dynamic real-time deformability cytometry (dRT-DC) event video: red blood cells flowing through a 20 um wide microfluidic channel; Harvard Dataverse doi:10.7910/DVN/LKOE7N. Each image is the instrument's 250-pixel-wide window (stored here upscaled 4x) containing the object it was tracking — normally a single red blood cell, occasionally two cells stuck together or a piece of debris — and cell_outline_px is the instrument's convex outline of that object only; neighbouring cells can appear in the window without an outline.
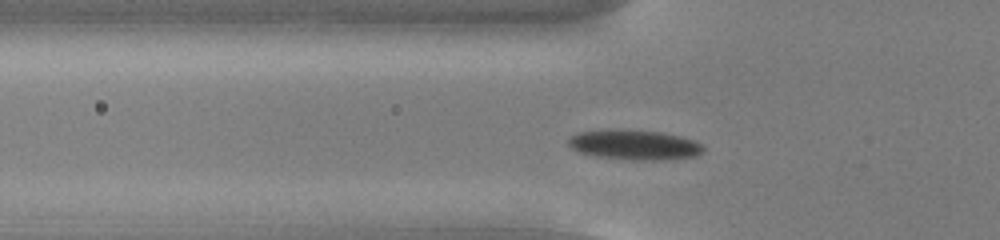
{"species": "common noctule bat (a hibernating species)", "species_latin": "Nyctalus noctula", "temperature_condition": "cold", "stored_images_in_passage": 48, "camera_frame_rate_fps": 3000, "um_per_image_px": 0.085, "animal": {"sex": "male", "body_mass_g": 13.0, "forearm_length_mm": 53.1}, "frame": {"image": 1, "passage_image": 12, "time_ms": 3.667, "image_size_px": [1000, 240], "cell_outline_px": [[704, 152], [696, 156], [664, 160], [632, 160], [596, 156], [580, 152], [572, 148], [568, 144], [568, 136], [580, 132], [608, 128], [620, 128], [660, 132], [680, 136], [704, 144]], "centroid_in_image_um": [53.92, 12.29], "position_along_channel_um": 71.9, "area_um2": 23.99}}
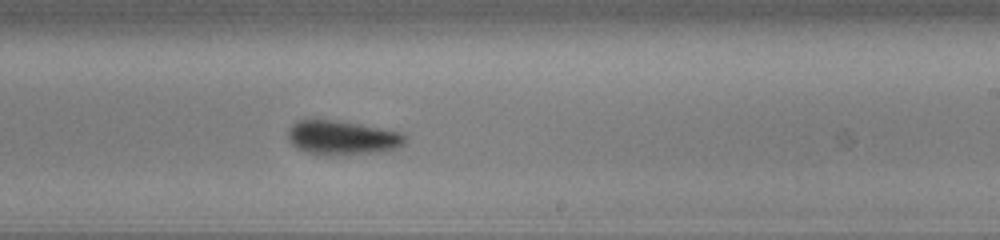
{"frame": {"image": 2, "passage_image": 27, "time_ms": 8.667, "image_size_px": [1000, 240], "cell_outline_px": [[408, 140], [400, 148], [380, 152], [344, 156], [328, 156], [308, 152], [296, 148], [288, 140], [288, 132], [292, 124], [296, 120], [332, 120], [360, 124], [404, 132], [408, 136]], "centroid_in_image_um": [29.16, 11.73], "position_along_channel_um": 259.8, "area_um2": 23.99}}
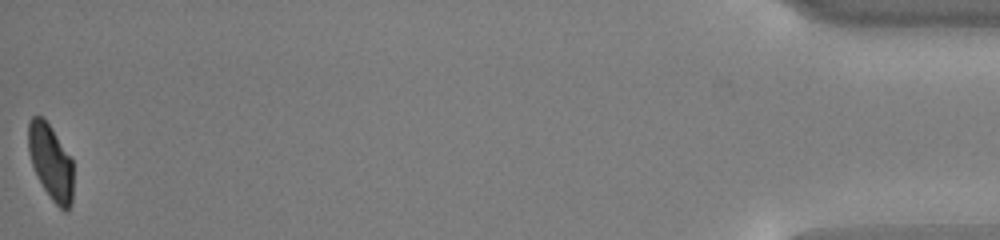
{"frame": {"image": 3, "passage_image": 48, "time_ms": 15.667, "image_size_px": [1000, 240], "cell_outline_px": [[72, 204], [64, 212], [52, 200], [44, 188], [32, 164], [28, 152], [28, 120], [32, 116], [44, 116], [72, 160]], "centroid_in_image_um": [4.3, 13.74], "position_along_channel_um": 430.9, "area_um2": 19.54}, "authors_computed_cell_mechanics": {"area_um2": 22.7154, "velocity_mm_per_s": 3.769, "shape_relaxation_time_tau1_ms": 2.6505, "shape_relaxation_time_tau2_ms": 8.2825, "deformation_change_tau1": 0.1016, "deformation_change_tau2": 0.1087}}